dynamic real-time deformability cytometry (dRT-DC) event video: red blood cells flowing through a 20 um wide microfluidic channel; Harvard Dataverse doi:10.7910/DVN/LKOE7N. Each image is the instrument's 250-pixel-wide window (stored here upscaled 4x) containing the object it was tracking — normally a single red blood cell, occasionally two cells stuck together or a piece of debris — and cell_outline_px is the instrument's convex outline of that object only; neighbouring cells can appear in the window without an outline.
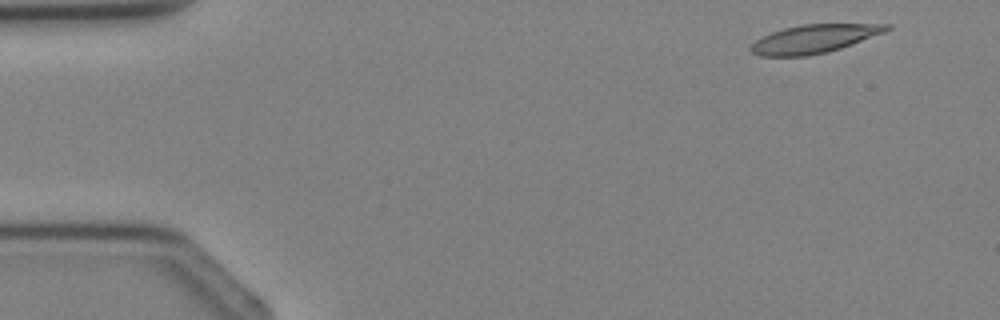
{"species": "Egyptian fruit bat (a non-hibernating species)", "species_latin": "Rousettus aegyptiacus", "temperature_condition": "cold", "stored_images_in_passage": 3, "segment_of_instrument_passage": [2, 2], "camera_frame_rate_fps": 3000, "um_per_image_px": 0.085, "animal": {"sex": "female"}, "frame": {"image": 1, "passage_image": 3, "time_ms": 2.333, "image_size_px": [1000, 320], "cell_outline_px": [[892, 28], [884, 32], [852, 44], [828, 52], [808, 56], [760, 56], [752, 52], [748, 48], [756, 40], [772, 32], [784, 28], [800, 24], [892, 24]], "centroid_in_image_um": [69.19, 3.3], "position_along_channel_um": 15.8, "area_um2": 22.37}}